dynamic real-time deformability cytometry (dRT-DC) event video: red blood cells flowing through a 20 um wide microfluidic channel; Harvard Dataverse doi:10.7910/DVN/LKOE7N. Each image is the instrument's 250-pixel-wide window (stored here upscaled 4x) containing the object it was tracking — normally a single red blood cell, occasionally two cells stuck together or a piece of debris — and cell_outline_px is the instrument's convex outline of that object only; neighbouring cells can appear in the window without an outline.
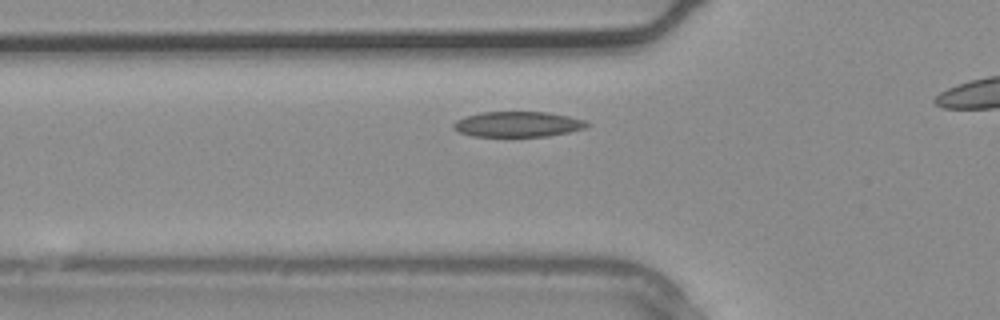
{"species": "common noctule bat (a hibernating species)", "species_latin": "Nyctalus noctula", "temperature_condition": "warm", "stored_images_in_passage": 5, "camera_frame_rate_fps": 3000, "um_per_image_px": 0.085, "animal": {"sex": "male", "body_mass_g": 20.4}, "frame": {"image": 1, "passage_image": 4, "time_ms": 1.0, "image_size_px": [1000, 320], "cell_outline_px": [[588, 124], [584, 128], [568, 132], [548, 136], [472, 136], [460, 132], [452, 128], [452, 124], [456, 120], [464, 116], [480, 112], [548, 112], [568, 116], [584, 120]], "centroid_in_image_um": [43.95, 10.55], "position_along_channel_um": 81.8, "area_um2": 19.65}}